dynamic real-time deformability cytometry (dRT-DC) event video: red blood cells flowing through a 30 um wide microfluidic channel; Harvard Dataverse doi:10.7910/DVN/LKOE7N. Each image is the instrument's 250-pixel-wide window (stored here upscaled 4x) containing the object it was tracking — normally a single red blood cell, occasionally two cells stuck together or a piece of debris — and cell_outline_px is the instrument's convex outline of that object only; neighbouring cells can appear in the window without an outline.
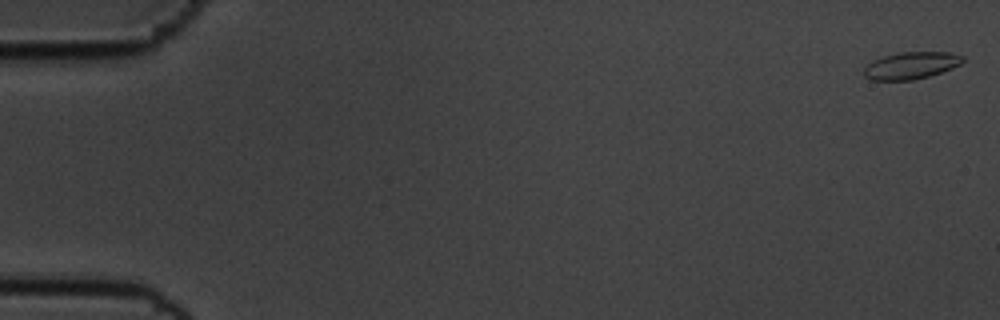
{"species": "common noctule bat (a hibernating species)", "species_latin": "Nyctalus noctula", "temperature_condition": "cold", "stored_images_in_passage": 14, "camera_frame_rate_fps": 3000, "um_per_image_px": 0.085, "animal": {"sex": "male", "body_mass_g": 19.5, "forearm_length_mm": 54.6}, "frame": {"image": 1, "passage_image": 1, "time_ms": 0.0, "image_size_px": [1000, 320], "cell_outline_px": [[964, 60], [960, 64], [952, 68], [928, 76], [912, 80], [872, 80], [864, 76], [864, 68], [868, 64], [884, 56], [900, 52], [948, 52], [964, 56]], "centroid_in_image_um": [77.45, 5.56], "position_along_channel_um": 7.5, "area_um2": 15.37}}